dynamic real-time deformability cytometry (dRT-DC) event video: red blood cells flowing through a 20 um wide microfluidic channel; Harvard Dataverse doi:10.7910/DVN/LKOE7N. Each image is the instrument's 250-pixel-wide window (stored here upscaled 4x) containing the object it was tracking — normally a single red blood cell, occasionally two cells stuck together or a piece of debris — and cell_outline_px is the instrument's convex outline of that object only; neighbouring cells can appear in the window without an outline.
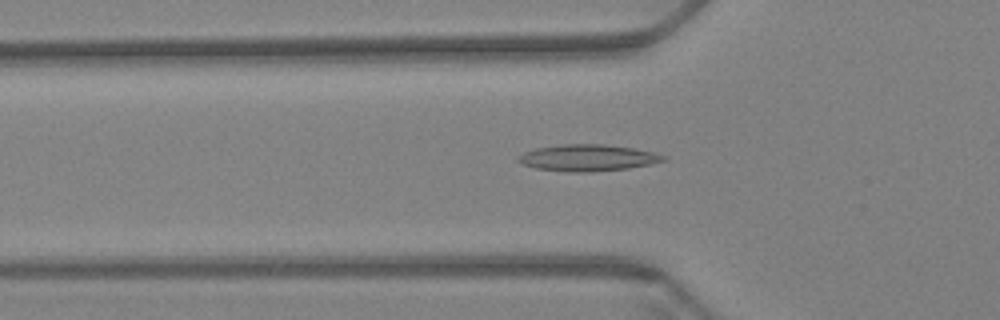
{"species": "Egyptian fruit bat (a non-hibernating species)", "species_latin": "Rousettus aegyptiacus", "temperature_condition": "warm", "stored_images_in_passage": 60, "camera_frame_rate_fps": 3000, "um_per_image_px": 0.085, "animal": {"sex": "female"}, "frame": {"image": 1, "passage_image": 20, "time_ms": 6.333, "image_size_px": [1000, 320], "cell_outline_px": [[668, 160], [628, 168], [592, 172], [568, 172], [536, 168], [524, 164], [516, 160], [524, 152], [536, 148], [564, 144], [600, 144], [632, 148], [656, 152], [668, 156]], "centroid_in_image_um": [50.01, 13.41], "position_along_channel_um": 75.8, "area_um2": 22.37}}
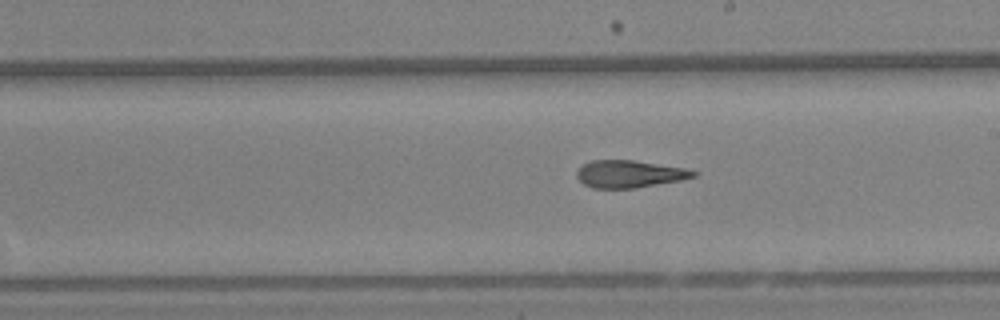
{"frame": {"image": 2, "passage_image": 34, "time_ms": 11.0, "image_size_px": [1000, 320], "cell_outline_px": [[700, 172], [696, 176], [680, 180], [636, 188], [592, 188], [584, 184], [576, 176], [576, 172], [584, 164], [592, 160], [632, 160], [684, 168]], "centroid_in_image_um": [53.5, 14.79], "position_along_channel_um": 235.5, "area_um2": 18.44}}
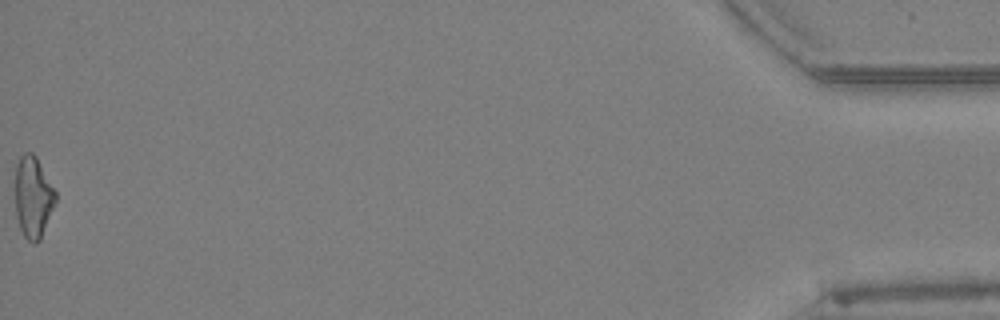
{"frame": {"image": 3, "passage_image": 60, "time_ms": 19.667, "image_size_px": [1000, 320], "cell_outline_px": [[56, 204], [40, 240], [36, 244], [28, 240], [24, 236], [20, 228], [16, 216], [16, 164], [20, 156], [24, 152], [32, 152], [36, 156], [56, 192]], "centroid_in_image_um": [2.83, 16.76], "position_along_channel_um": 432.4, "area_um2": 19.19}, "authors_computed_cell_mechanics": {"area_um2": 19.2474, "velocity_mm_per_s": 3.4271, "shape_relaxation_time_tau1_ms": null, "shape_relaxation_time_tau2_ms": 4.1196, "deformation_change_tau1": null, "deformation_change_tau2": 0.1417}}